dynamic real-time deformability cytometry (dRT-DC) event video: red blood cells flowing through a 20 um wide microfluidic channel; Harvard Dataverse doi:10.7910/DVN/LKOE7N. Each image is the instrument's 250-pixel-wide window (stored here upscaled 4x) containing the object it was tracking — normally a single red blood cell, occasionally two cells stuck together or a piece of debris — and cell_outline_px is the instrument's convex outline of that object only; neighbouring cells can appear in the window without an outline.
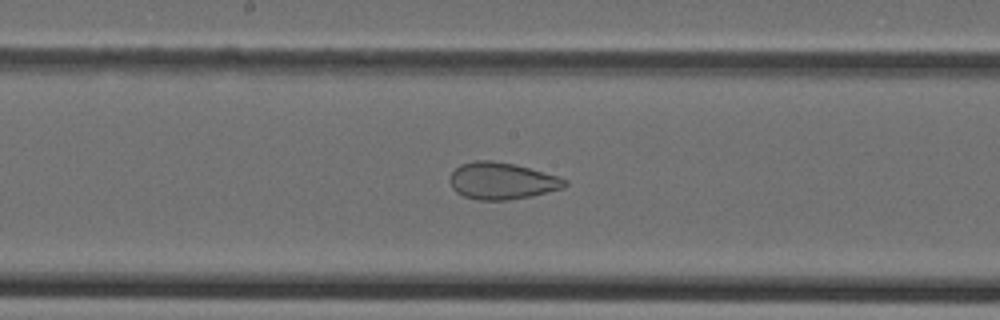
{"species": "Egyptian fruit bat (a non-hibernating species)", "species_latin": "Rousettus aegyptiacus", "temperature_condition": "cold", "stored_images_in_passage": 44, "camera_frame_rate_fps": 3000, "um_per_image_px": 0.085, "animal": {"sex": "female"}, "frame": {"image": 1, "passage_image": 22, "time_ms": 7.0, "image_size_px": [1000, 320], "cell_outline_px": [[568, 184], [564, 188], [532, 196], [508, 200], [480, 200], [464, 196], [456, 192], [452, 188], [448, 180], [452, 172], [460, 164], [476, 160], [492, 160], [516, 164], [556, 176], [568, 180]], "centroid_in_image_um": [42.65, 15.37], "position_along_channel_um": 205.6, "area_um2": 24.8}}
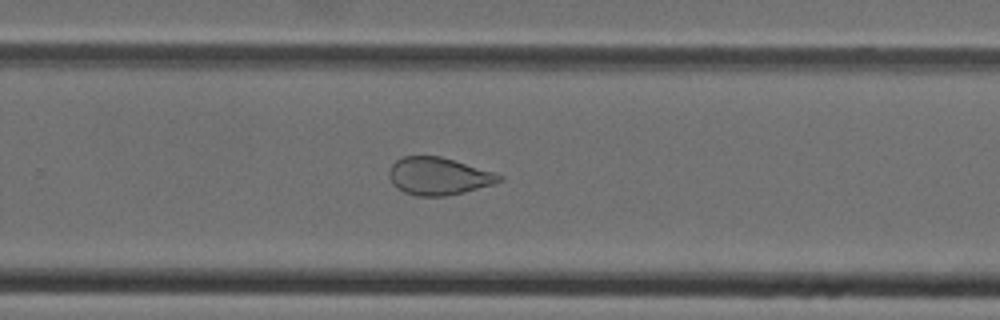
{"frame": {"image": 2, "passage_image": 28, "time_ms": 9.0, "image_size_px": [1000, 320], "cell_outline_px": [[504, 180], [492, 184], [464, 192], [448, 196], [416, 196], [404, 192], [396, 188], [392, 184], [388, 176], [388, 172], [392, 164], [396, 160], [404, 156], [440, 156], [492, 172], [504, 176]], "centroid_in_image_um": [37.23, 14.98], "position_along_channel_um": 292.6, "area_um2": 23.99}}
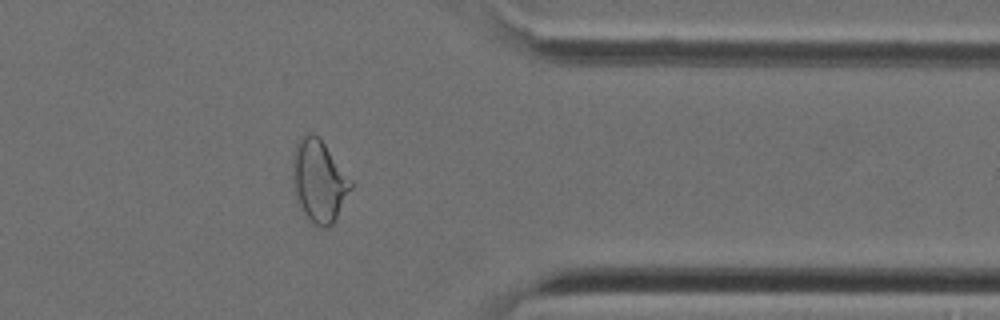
{"frame": {"image": 3, "passage_image": 35, "time_ms": 11.333, "image_size_px": [1000, 320], "cell_outline_px": [[352, 188], [336, 220], [332, 224], [324, 228], [316, 228], [308, 220], [300, 208], [296, 200], [292, 176], [292, 156], [296, 144], [300, 136], [304, 132], [312, 132], [324, 144], [352, 180]], "centroid_in_image_um": [27.09, 15.41], "position_along_channel_um": 384.3, "area_um2": 28.26}}